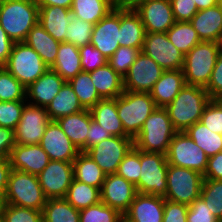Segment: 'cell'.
Listing matches in <instances>:
<instances>
[{
	"instance_id": "1",
	"label": "cell",
	"mask_w": 222,
	"mask_h": 222,
	"mask_svg": "<svg viewBox=\"0 0 222 222\" xmlns=\"http://www.w3.org/2000/svg\"><path fill=\"white\" fill-rule=\"evenodd\" d=\"M210 100L204 87L186 84L165 109L174 128L182 132L201 120Z\"/></svg>"
},
{
	"instance_id": "2",
	"label": "cell",
	"mask_w": 222,
	"mask_h": 222,
	"mask_svg": "<svg viewBox=\"0 0 222 222\" xmlns=\"http://www.w3.org/2000/svg\"><path fill=\"white\" fill-rule=\"evenodd\" d=\"M38 20L39 6L36 0L0 2V25L13 42H24Z\"/></svg>"
},
{
	"instance_id": "3",
	"label": "cell",
	"mask_w": 222,
	"mask_h": 222,
	"mask_svg": "<svg viewBox=\"0 0 222 222\" xmlns=\"http://www.w3.org/2000/svg\"><path fill=\"white\" fill-rule=\"evenodd\" d=\"M177 132L167 110L156 108L133 139L134 147L140 151L166 155L169 144Z\"/></svg>"
},
{
	"instance_id": "4",
	"label": "cell",
	"mask_w": 222,
	"mask_h": 222,
	"mask_svg": "<svg viewBox=\"0 0 222 222\" xmlns=\"http://www.w3.org/2000/svg\"><path fill=\"white\" fill-rule=\"evenodd\" d=\"M116 107L125 133L134 139L145 120L157 108L150 93L125 91L116 98Z\"/></svg>"
},
{
	"instance_id": "5",
	"label": "cell",
	"mask_w": 222,
	"mask_h": 222,
	"mask_svg": "<svg viewBox=\"0 0 222 222\" xmlns=\"http://www.w3.org/2000/svg\"><path fill=\"white\" fill-rule=\"evenodd\" d=\"M219 53V42L201 41L185 54L182 71L186 84L205 88Z\"/></svg>"
},
{
	"instance_id": "6",
	"label": "cell",
	"mask_w": 222,
	"mask_h": 222,
	"mask_svg": "<svg viewBox=\"0 0 222 222\" xmlns=\"http://www.w3.org/2000/svg\"><path fill=\"white\" fill-rule=\"evenodd\" d=\"M46 201L37 175L11 169L4 204L42 211Z\"/></svg>"
},
{
	"instance_id": "7",
	"label": "cell",
	"mask_w": 222,
	"mask_h": 222,
	"mask_svg": "<svg viewBox=\"0 0 222 222\" xmlns=\"http://www.w3.org/2000/svg\"><path fill=\"white\" fill-rule=\"evenodd\" d=\"M3 67L26 88L49 68L40 55L25 42H14Z\"/></svg>"
},
{
	"instance_id": "8",
	"label": "cell",
	"mask_w": 222,
	"mask_h": 222,
	"mask_svg": "<svg viewBox=\"0 0 222 222\" xmlns=\"http://www.w3.org/2000/svg\"><path fill=\"white\" fill-rule=\"evenodd\" d=\"M140 179L135 185L138 193L165 197L168 162L166 155L140 151Z\"/></svg>"
},
{
	"instance_id": "9",
	"label": "cell",
	"mask_w": 222,
	"mask_h": 222,
	"mask_svg": "<svg viewBox=\"0 0 222 222\" xmlns=\"http://www.w3.org/2000/svg\"><path fill=\"white\" fill-rule=\"evenodd\" d=\"M203 175L195 170L168 165L164 199L190 205L200 197Z\"/></svg>"
},
{
	"instance_id": "10",
	"label": "cell",
	"mask_w": 222,
	"mask_h": 222,
	"mask_svg": "<svg viewBox=\"0 0 222 222\" xmlns=\"http://www.w3.org/2000/svg\"><path fill=\"white\" fill-rule=\"evenodd\" d=\"M168 165L192 169L204 174L208 156L184 132H177L169 144L166 153Z\"/></svg>"
},
{
	"instance_id": "11",
	"label": "cell",
	"mask_w": 222,
	"mask_h": 222,
	"mask_svg": "<svg viewBox=\"0 0 222 222\" xmlns=\"http://www.w3.org/2000/svg\"><path fill=\"white\" fill-rule=\"evenodd\" d=\"M133 146L131 137L111 136L88 149L86 153L106 175L116 174L119 164Z\"/></svg>"
},
{
	"instance_id": "12",
	"label": "cell",
	"mask_w": 222,
	"mask_h": 222,
	"mask_svg": "<svg viewBox=\"0 0 222 222\" xmlns=\"http://www.w3.org/2000/svg\"><path fill=\"white\" fill-rule=\"evenodd\" d=\"M142 52L165 71L183 68L184 54L169 41L166 33H146Z\"/></svg>"
},
{
	"instance_id": "13",
	"label": "cell",
	"mask_w": 222,
	"mask_h": 222,
	"mask_svg": "<svg viewBox=\"0 0 222 222\" xmlns=\"http://www.w3.org/2000/svg\"><path fill=\"white\" fill-rule=\"evenodd\" d=\"M46 107L26 104L21 119L14 130L15 144H39L50 122Z\"/></svg>"
},
{
	"instance_id": "14",
	"label": "cell",
	"mask_w": 222,
	"mask_h": 222,
	"mask_svg": "<svg viewBox=\"0 0 222 222\" xmlns=\"http://www.w3.org/2000/svg\"><path fill=\"white\" fill-rule=\"evenodd\" d=\"M165 70L142 51L123 77L125 91L149 93Z\"/></svg>"
},
{
	"instance_id": "15",
	"label": "cell",
	"mask_w": 222,
	"mask_h": 222,
	"mask_svg": "<svg viewBox=\"0 0 222 222\" xmlns=\"http://www.w3.org/2000/svg\"><path fill=\"white\" fill-rule=\"evenodd\" d=\"M37 178L47 199L65 198L74 179L73 163L50 160Z\"/></svg>"
},
{
	"instance_id": "16",
	"label": "cell",
	"mask_w": 222,
	"mask_h": 222,
	"mask_svg": "<svg viewBox=\"0 0 222 222\" xmlns=\"http://www.w3.org/2000/svg\"><path fill=\"white\" fill-rule=\"evenodd\" d=\"M133 9L140 15L146 33H166L176 22L170 0H143Z\"/></svg>"
},
{
	"instance_id": "17",
	"label": "cell",
	"mask_w": 222,
	"mask_h": 222,
	"mask_svg": "<svg viewBox=\"0 0 222 222\" xmlns=\"http://www.w3.org/2000/svg\"><path fill=\"white\" fill-rule=\"evenodd\" d=\"M120 7H116L107 16L93 26L91 45L109 59L120 47Z\"/></svg>"
},
{
	"instance_id": "18",
	"label": "cell",
	"mask_w": 222,
	"mask_h": 222,
	"mask_svg": "<svg viewBox=\"0 0 222 222\" xmlns=\"http://www.w3.org/2000/svg\"><path fill=\"white\" fill-rule=\"evenodd\" d=\"M101 201L122 215L128 210L136 194V186L117 174L106 175L100 189Z\"/></svg>"
},
{
	"instance_id": "19",
	"label": "cell",
	"mask_w": 222,
	"mask_h": 222,
	"mask_svg": "<svg viewBox=\"0 0 222 222\" xmlns=\"http://www.w3.org/2000/svg\"><path fill=\"white\" fill-rule=\"evenodd\" d=\"M39 145L50 160L72 162L80 150L71 142L56 121H50Z\"/></svg>"
},
{
	"instance_id": "20",
	"label": "cell",
	"mask_w": 222,
	"mask_h": 222,
	"mask_svg": "<svg viewBox=\"0 0 222 222\" xmlns=\"http://www.w3.org/2000/svg\"><path fill=\"white\" fill-rule=\"evenodd\" d=\"M50 158L39 144H15L9 155L11 169L38 175L48 165Z\"/></svg>"
},
{
	"instance_id": "21",
	"label": "cell",
	"mask_w": 222,
	"mask_h": 222,
	"mask_svg": "<svg viewBox=\"0 0 222 222\" xmlns=\"http://www.w3.org/2000/svg\"><path fill=\"white\" fill-rule=\"evenodd\" d=\"M164 197L137 193L123 217L129 222H163Z\"/></svg>"
},
{
	"instance_id": "22",
	"label": "cell",
	"mask_w": 222,
	"mask_h": 222,
	"mask_svg": "<svg viewBox=\"0 0 222 222\" xmlns=\"http://www.w3.org/2000/svg\"><path fill=\"white\" fill-rule=\"evenodd\" d=\"M65 82L59 74L48 68L43 75L26 88L27 103L46 107L58 94Z\"/></svg>"
},
{
	"instance_id": "23",
	"label": "cell",
	"mask_w": 222,
	"mask_h": 222,
	"mask_svg": "<svg viewBox=\"0 0 222 222\" xmlns=\"http://www.w3.org/2000/svg\"><path fill=\"white\" fill-rule=\"evenodd\" d=\"M186 85L182 69L166 70L149 92L157 108L167 107Z\"/></svg>"
},
{
	"instance_id": "24",
	"label": "cell",
	"mask_w": 222,
	"mask_h": 222,
	"mask_svg": "<svg viewBox=\"0 0 222 222\" xmlns=\"http://www.w3.org/2000/svg\"><path fill=\"white\" fill-rule=\"evenodd\" d=\"M190 22L201 41H220L222 36V8L219 5L199 10Z\"/></svg>"
},
{
	"instance_id": "25",
	"label": "cell",
	"mask_w": 222,
	"mask_h": 222,
	"mask_svg": "<svg viewBox=\"0 0 222 222\" xmlns=\"http://www.w3.org/2000/svg\"><path fill=\"white\" fill-rule=\"evenodd\" d=\"M145 34L140 15L133 8L120 7V46L142 51Z\"/></svg>"
},
{
	"instance_id": "26",
	"label": "cell",
	"mask_w": 222,
	"mask_h": 222,
	"mask_svg": "<svg viewBox=\"0 0 222 222\" xmlns=\"http://www.w3.org/2000/svg\"><path fill=\"white\" fill-rule=\"evenodd\" d=\"M73 15L71 10L59 6H39L40 25L57 41L66 42V27Z\"/></svg>"
},
{
	"instance_id": "27",
	"label": "cell",
	"mask_w": 222,
	"mask_h": 222,
	"mask_svg": "<svg viewBox=\"0 0 222 222\" xmlns=\"http://www.w3.org/2000/svg\"><path fill=\"white\" fill-rule=\"evenodd\" d=\"M56 122L81 152L87 151V134L91 123V113L89 109L63 116L58 118Z\"/></svg>"
},
{
	"instance_id": "28",
	"label": "cell",
	"mask_w": 222,
	"mask_h": 222,
	"mask_svg": "<svg viewBox=\"0 0 222 222\" xmlns=\"http://www.w3.org/2000/svg\"><path fill=\"white\" fill-rule=\"evenodd\" d=\"M89 111L92 119L112 136L129 137L118 116L116 98L101 99Z\"/></svg>"
},
{
	"instance_id": "29",
	"label": "cell",
	"mask_w": 222,
	"mask_h": 222,
	"mask_svg": "<svg viewBox=\"0 0 222 222\" xmlns=\"http://www.w3.org/2000/svg\"><path fill=\"white\" fill-rule=\"evenodd\" d=\"M50 69L59 74L66 82L73 79L78 73L83 71L79 47L68 42H61L57 58Z\"/></svg>"
},
{
	"instance_id": "30",
	"label": "cell",
	"mask_w": 222,
	"mask_h": 222,
	"mask_svg": "<svg viewBox=\"0 0 222 222\" xmlns=\"http://www.w3.org/2000/svg\"><path fill=\"white\" fill-rule=\"evenodd\" d=\"M24 42L40 55L49 68L54 64L61 42L55 40L39 22L29 31Z\"/></svg>"
},
{
	"instance_id": "31",
	"label": "cell",
	"mask_w": 222,
	"mask_h": 222,
	"mask_svg": "<svg viewBox=\"0 0 222 222\" xmlns=\"http://www.w3.org/2000/svg\"><path fill=\"white\" fill-rule=\"evenodd\" d=\"M91 80L102 99L117 98L124 92L123 77L108 63L90 72Z\"/></svg>"
},
{
	"instance_id": "32",
	"label": "cell",
	"mask_w": 222,
	"mask_h": 222,
	"mask_svg": "<svg viewBox=\"0 0 222 222\" xmlns=\"http://www.w3.org/2000/svg\"><path fill=\"white\" fill-rule=\"evenodd\" d=\"M85 110L79 102L72 86L65 82L58 94L46 106V111L51 121H56L63 116L75 114Z\"/></svg>"
},
{
	"instance_id": "33",
	"label": "cell",
	"mask_w": 222,
	"mask_h": 222,
	"mask_svg": "<svg viewBox=\"0 0 222 222\" xmlns=\"http://www.w3.org/2000/svg\"><path fill=\"white\" fill-rule=\"evenodd\" d=\"M116 7L115 0H73L70 10L73 17L95 25Z\"/></svg>"
},
{
	"instance_id": "34",
	"label": "cell",
	"mask_w": 222,
	"mask_h": 222,
	"mask_svg": "<svg viewBox=\"0 0 222 222\" xmlns=\"http://www.w3.org/2000/svg\"><path fill=\"white\" fill-rule=\"evenodd\" d=\"M73 176L77 181L101 189L106 174L86 152L80 151L73 161Z\"/></svg>"
},
{
	"instance_id": "35",
	"label": "cell",
	"mask_w": 222,
	"mask_h": 222,
	"mask_svg": "<svg viewBox=\"0 0 222 222\" xmlns=\"http://www.w3.org/2000/svg\"><path fill=\"white\" fill-rule=\"evenodd\" d=\"M208 157L222 152V135L212 132L201 121L184 131Z\"/></svg>"
},
{
	"instance_id": "36",
	"label": "cell",
	"mask_w": 222,
	"mask_h": 222,
	"mask_svg": "<svg viewBox=\"0 0 222 222\" xmlns=\"http://www.w3.org/2000/svg\"><path fill=\"white\" fill-rule=\"evenodd\" d=\"M42 216L43 222H80L79 210L65 198L47 199Z\"/></svg>"
},
{
	"instance_id": "37",
	"label": "cell",
	"mask_w": 222,
	"mask_h": 222,
	"mask_svg": "<svg viewBox=\"0 0 222 222\" xmlns=\"http://www.w3.org/2000/svg\"><path fill=\"white\" fill-rule=\"evenodd\" d=\"M65 199L78 210L87 208L101 201L100 189L86 183L72 180Z\"/></svg>"
},
{
	"instance_id": "38",
	"label": "cell",
	"mask_w": 222,
	"mask_h": 222,
	"mask_svg": "<svg viewBox=\"0 0 222 222\" xmlns=\"http://www.w3.org/2000/svg\"><path fill=\"white\" fill-rule=\"evenodd\" d=\"M166 34L169 41L184 55L201 42L190 21H176Z\"/></svg>"
},
{
	"instance_id": "39",
	"label": "cell",
	"mask_w": 222,
	"mask_h": 222,
	"mask_svg": "<svg viewBox=\"0 0 222 222\" xmlns=\"http://www.w3.org/2000/svg\"><path fill=\"white\" fill-rule=\"evenodd\" d=\"M69 84L85 109H91L102 99L91 80L90 72L81 71L69 81Z\"/></svg>"
},
{
	"instance_id": "40",
	"label": "cell",
	"mask_w": 222,
	"mask_h": 222,
	"mask_svg": "<svg viewBox=\"0 0 222 222\" xmlns=\"http://www.w3.org/2000/svg\"><path fill=\"white\" fill-rule=\"evenodd\" d=\"M200 197L222 222V180L203 179Z\"/></svg>"
},
{
	"instance_id": "41",
	"label": "cell",
	"mask_w": 222,
	"mask_h": 222,
	"mask_svg": "<svg viewBox=\"0 0 222 222\" xmlns=\"http://www.w3.org/2000/svg\"><path fill=\"white\" fill-rule=\"evenodd\" d=\"M80 222H119L123 215L102 201L79 210Z\"/></svg>"
},
{
	"instance_id": "42",
	"label": "cell",
	"mask_w": 222,
	"mask_h": 222,
	"mask_svg": "<svg viewBox=\"0 0 222 222\" xmlns=\"http://www.w3.org/2000/svg\"><path fill=\"white\" fill-rule=\"evenodd\" d=\"M18 100H26V87L4 67H0V101Z\"/></svg>"
},
{
	"instance_id": "43",
	"label": "cell",
	"mask_w": 222,
	"mask_h": 222,
	"mask_svg": "<svg viewBox=\"0 0 222 222\" xmlns=\"http://www.w3.org/2000/svg\"><path fill=\"white\" fill-rule=\"evenodd\" d=\"M93 26L89 22L73 17L70 24L66 27V42L77 47L89 45L91 43Z\"/></svg>"
},
{
	"instance_id": "44",
	"label": "cell",
	"mask_w": 222,
	"mask_h": 222,
	"mask_svg": "<svg viewBox=\"0 0 222 222\" xmlns=\"http://www.w3.org/2000/svg\"><path fill=\"white\" fill-rule=\"evenodd\" d=\"M140 52L141 50L138 48L120 46L114 54L107 59V63L115 72L124 77Z\"/></svg>"
},
{
	"instance_id": "45",
	"label": "cell",
	"mask_w": 222,
	"mask_h": 222,
	"mask_svg": "<svg viewBox=\"0 0 222 222\" xmlns=\"http://www.w3.org/2000/svg\"><path fill=\"white\" fill-rule=\"evenodd\" d=\"M140 169V150L133 146L119 164L116 174L136 185L140 179Z\"/></svg>"
},
{
	"instance_id": "46",
	"label": "cell",
	"mask_w": 222,
	"mask_h": 222,
	"mask_svg": "<svg viewBox=\"0 0 222 222\" xmlns=\"http://www.w3.org/2000/svg\"><path fill=\"white\" fill-rule=\"evenodd\" d=\"M26 104V100L0 101V126L15 130Z\"/></svg>"
},
{
	"instance_id": "47",
	"label": "cell",
	"mask_w": 222,
	"mask_h": 222,
	"mask_svg": "<svg viewBox=\"0 0 222 222\" xmlns=\"http://www.w3.org/2000/svg\"><path fill=\"white\" fill-rule=\"evenodd\" d=\"M4 222H43L42 211L4 204L2 209Z\"/></svg>"
},
{
	"instance_id": "48",
	"label": "cell",
	"mask_w": 222,
	"mask_h": 222,
	"mask_svg": "<svg viewBox=\"0 0 222 222\" xmlns=\"http://www.w3.org/2000/svg\"><path fill=\"white\" fill-rule=\"evenodd\" d=\"M200 121L212 132L222 135V99H211Z\"/></svg>"
},
{
	"instance_id": "49",
	"label": "cell",
	"mask_w": 222,
	"mask_h": 222,
	"mask_svg": "<svg viewBox=\"0 0 222 222\" xmlns=\"http://www.w3.org/2000/svg\"><path fill=\"white\" fill-rule=\"evenodd\" d=\"M79 53L81 66L85 72H92L107 63V58L91 44L79 47Z\"/></svg>"
},
{
	"instance_id": "50",
	"label": "cell",
	"mask_w": 222,
	"mask_h": 222,
	"mask_svg": "<svg viewBox=\"0 0 222 222\" xmlns=\"http://www.w3.org/2000/svg\"><path fill=\"white\" fill-rule=\"evenodd\" d=\"M187 222H220L213 212L207 207L206 202L201 198L195 199L188 205Z\"/></svg>"
},
{
	"instance_id": "51",
	"label": "cell",
	"mask_w": 222,
	"mask_h": 222,
	"mask_svg": "<svg viewBox=\"0 0 222 222\" xmlns=\"http://www.w3.org/2000/svg\"><path fill=\"white\" fill-rule=\"evenodd\" d=\"M211 99H222V53H219L211 78L205 87Z\"/></svg>"
},
{
	"instance_id": "52",
	"label": "cell",
	"mask_w": 222,
	"mask_h": 222,
	"mask_svg": "<svg viewBox=\"0 0 222 222\" xmlns=\"http://www.w3.org/2000/svg\"><path fill=\"white\" fill-rule=\"evenodd\" d=\"M175 21H191L198 12L195 0H170Z\"/></svg>"
},
{
	"instance_id": "53",
	"label": "cell",
	"mask_w": 222,
	"mask_h": 222,
	"mask_svg": "<svg viewBox=\"0 0 222 222\" xmlns=\"http://www.w3.org/2000/svg\"><path fill=\"white\" fill-rule=\"evenodd\" d=\"M188 205L164 199L163 222H187Z\"/></svg>"
},
{
	"instance_id": "54",
	"label": "cell",
	"mask_w": 222,
	"mask_h": 222,
	"mask_svg": "<svg viewBox=\"0 0 222 222\" xmlns=\"http://www.w3.org/2000/svg\"><path fill=\"white\" fill-rule=\"evenodd\" d=\"M204 179L222 180V152L208 157L207 167L203 174Z\"/></svg>"
},
{
	"instance_id": "55",
	"label": "cell",
	"mask_w": 222,
	"mask_h": 222,
	"mask_svg": "<svg viewBox=\"0 0 222 222\" xmlns=\"http://www.w3.org/2000/svg\"><path fill=\"white\" fill-rule=\"evenodd\" d=\"M14 146V130L0 126V159H9Z\"/></svg>"
},
{
	"instance_id": "56",
	"label": "cell",
	"mask_w": 222,
	"mask_h": 222,
	"mask_svg": "<svg viewBox=\"0 0 222 222\" xmlns=\"http://www.w3.org/2000/svg\"><path fill=\"white\" fill-rule=\"evenodd\" d=\"M112 135L92 119L87 134V150L97 145L100 141L110 138Z\"/></svg>"
},
{
	"instance_id": "57",
	"label": "cell",
	"mask_w": 222,
	"mask_h": 222,
	"mask_svg": "<svg viewBox=\"0 0 222 222\" xmlns=\"http://www.w3.org/2000/svg\"><path fill=\"white\" fill-rule=\"evenodd\" d=\"M13 44L14 42L12 39L7 35L0 25V67H3L6 64Z\"/></svg>"
},
{
	"instance_id": "58",
	"label": "cell",
	"mask_w": 222,
	"mask_h": 222,
	"mask_svg": "<svg viewBox=\"0 0 222 222\" xmlns=\"http://www.w3.org/2000/svg\"><path fill=\"white\" fill-rule=\"evenodd\" d=\"M11 171L9 159H0V194L4 197L7 186L8 177Z\"/></svg>"
},
{
	"instance_id": "59",
	"label": "cell",
	"mask_w": 222,
	"mask_h": 222,
	"mask_svg": "<svg viewBox=\"0 0 222 222\" xmlns=\"http://www.w3.org/2000/svg\"><path fill=\"white\" fill-rule=\"evenodd\" d=\"M73 0H36L38 6H59L70 9Z\"/></svg>"
},
{
	"instance_id": "60",
	"label": "cell",
	"mask_w": 222,
	"mask_h": 222,
	"mask_svg": "<svg viewBox=\"0 0 222 222\" xmlns=\"http://www.w3.org/2000/svg\"><path fill=\"white\" fill-rule=\"evenodd\" d=\"M198 11L218 5V0H195Z\"/></svg>"
},
{
	"instance_id": "61",
	"label": "cell",
	"mask_w": 222,
	"mask_h": 222,
	"mask_svg": "<svg viewBox=\"0 0 222 222\" xmlns=\"http://www.w3.org/2000/svg\"><path fill=\"white\" fill-rule=\"evenodd\" d=\"M141 1L143 0H115V3L118 7L133 8Z\"/></svg>"
},
{
	"instance_id": "62",
	"label": "cell",
	"mask_w": 222,
	"mask_h": 222,
	"mask_svg": "<svg viewBox=\"0 0 222 222\" xmlns=\"http://www.w3.org/2000/svg\"><path fill=\"white\" fill-rule=\"evenodd\" d=\"M4 206V197L0 194V212H2Z\"/></svg>"
},
{
	"instance_id": "63",
	"label": "cell",
	"mask_w": 222,
	"mask_h": 222,
	"mask_svg": "<svg viewBox=\"0 0 222 222\" xmlns=\"http://www.w3.org/2000/svg\"><path fill=\"white\" fill-rule=\"evenodd\" d=\"M219 46H220V53H222V36H221L220 41H219Z\"/></svg>"
},
{
	"instance_id": "64",
	"label": "cell",
	"mask_w": 222,
	"mask_h": 222,
	"mask_svg": "<svg viewBox=\"0 0 222 222\" xmlns=\"http://www.w3.org/2000/svg\"><path fill=\"white\" fill-rule=\"evenodd\" d=\"M0 222H4L2 212H0Z\"/></svg>"
},
{
	"instance_id": "65",
	"label": "cell",
	"mask_w": 222,
	"mask_h": 222,
	"mask_svg": "<svg viewBox=\"0 0 222 222\" xmlns=\"http://www.w3.org/2000/svg\"><path fill=\"white\" fill-rule=\"evenodd\" d=\"M119 222H129V221L123 217Z\"/></svg>"
},
{
	"instance_id": "66",
	"label": "cell",
	"mask_w": 222,
	"mask_h": 222,
	"mask_svg": "<svg viewBox=\"0 0 222 222\" xmlns=\"http://www.w3.org/2000/svg\"><path fill=\"white\" fill-rule=\"evenodd\" d=\"M218 5L222 8V0H218Z\"/></svg>"
}]
</instances>
